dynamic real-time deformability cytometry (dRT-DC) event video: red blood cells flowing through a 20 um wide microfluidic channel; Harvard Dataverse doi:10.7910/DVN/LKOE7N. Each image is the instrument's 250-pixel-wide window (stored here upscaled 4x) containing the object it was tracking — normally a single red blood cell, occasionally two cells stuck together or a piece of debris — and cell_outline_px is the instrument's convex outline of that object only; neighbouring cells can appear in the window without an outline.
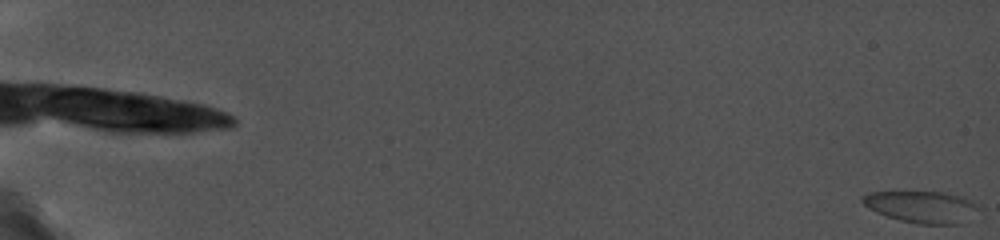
{"species": "common noctule bat (a hibernating species)", "species_latin": "Nyctalus noctula", "temperature_condition": "cold", "stored_images_in_passage": 37, "camera_frame_rate_fps": 5000, "um_per_image_px": 0.085, "animal": {"sex": "female", "body_mass_g": 19.0, "forearm_length_mm": 56.7}, "frame": {"image": 1, "passage_image": 1, "time_ms": 0.0, "image_size_px": [1000, 240], "cell_outline_px": [[980, 208], [960, 224], [916, 224], [900, 220], [876, 212], [868, 208], [860, 200], [868, 192], [944, 192], [960, 196], [980, 204]], "centroid_in_image_um": [78.35, 17.58], "position_along_channel_um": 6.6, "area_um2": 21.39}}
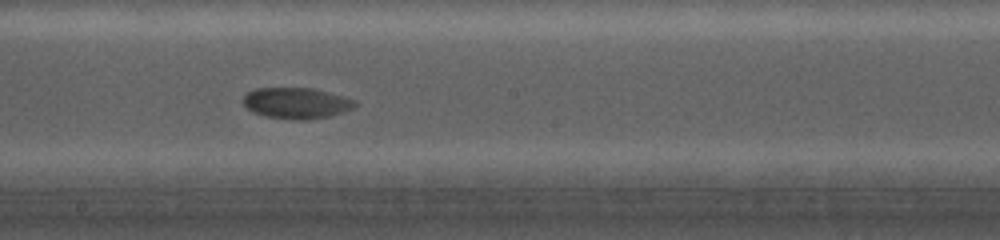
{"frame": {"image": 2, "passage_image": 27, "time_ms": 12.8, "image_size_px": [1000, 240], "cell_outline_px": [[356, 104], [352, 108], [328, 116], [308, 120], [300, 120], [264, 116], [252, 112], [240, 100], [248, 92], [256, 88], [312, 88], [344, 96], [356, 100]], "centroid_in_image_um": [25.16, 8.76], "position_along_channel_um": 223.0, "area_um2": 20.11}}
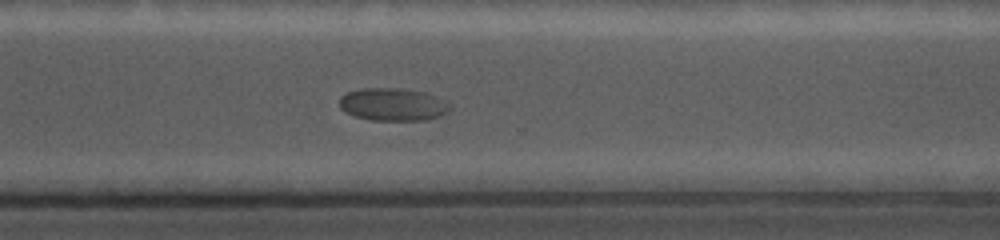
{"frame": {"image": 3, "passage_image": 34, "time_ms": 16.0, "image_size_px": [1000, 240], "cell_outline_px": [[452, 108], [448, 112], [440, 116], [424, 120], [372, 120], [356, 116], [344, 112], [340, 108], [340, 96], [348, 92], [360, 88], [404, 88], [428, 92], [448, 100], [452, 104]], "centroid_in_image_um": [33.47, 8.86], "position_along_channel_um": 337.1, "area_um2": 21.56}}